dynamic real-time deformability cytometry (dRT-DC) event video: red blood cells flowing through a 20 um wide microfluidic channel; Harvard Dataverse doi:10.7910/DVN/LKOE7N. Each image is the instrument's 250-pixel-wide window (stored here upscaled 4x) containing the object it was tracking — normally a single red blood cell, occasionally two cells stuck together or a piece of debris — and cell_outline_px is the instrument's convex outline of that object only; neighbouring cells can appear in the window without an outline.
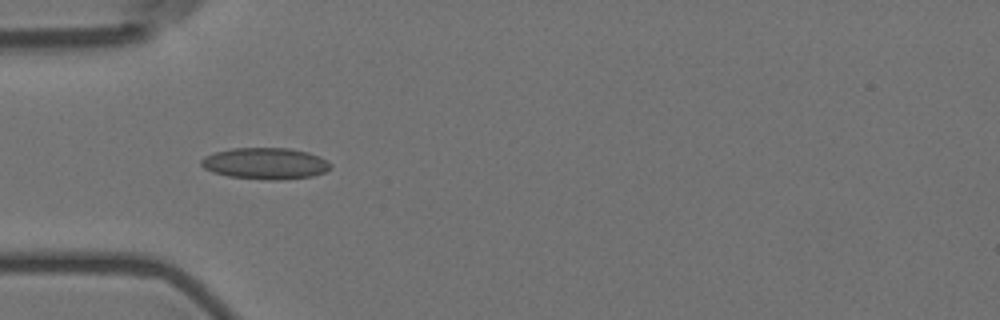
{"species": "Egyptian fruit bat (a non-hibernating species)", "species_latin": "Rousettus aegyptiacus", "temperature_condition": "room temperature", "stored_images_in_passage": 4, "camera_frame_rate_fps": 3000, "um_per_image_px": 0.085, "animal": {"sex": "female"}, "frame": {"image": 1, "passage_image": 4, "time_ms": 3.667, "image_size_px": [1000, 320], "cell_outline_px": [[332, 168], [324, 172], [312, 176], [280, 180], [268, 180], [228, 176], [212, 172], [204, 168], [200, 164], [200, 160], [204, 156], [216, 152], [232, 148], [292, 148], [308, 152], [320, 156], [332, 164]], "centroid_in_image_um": [22.57, 13.89], "position_along_channel_um": 62.4, "area_um2": 23.87}}